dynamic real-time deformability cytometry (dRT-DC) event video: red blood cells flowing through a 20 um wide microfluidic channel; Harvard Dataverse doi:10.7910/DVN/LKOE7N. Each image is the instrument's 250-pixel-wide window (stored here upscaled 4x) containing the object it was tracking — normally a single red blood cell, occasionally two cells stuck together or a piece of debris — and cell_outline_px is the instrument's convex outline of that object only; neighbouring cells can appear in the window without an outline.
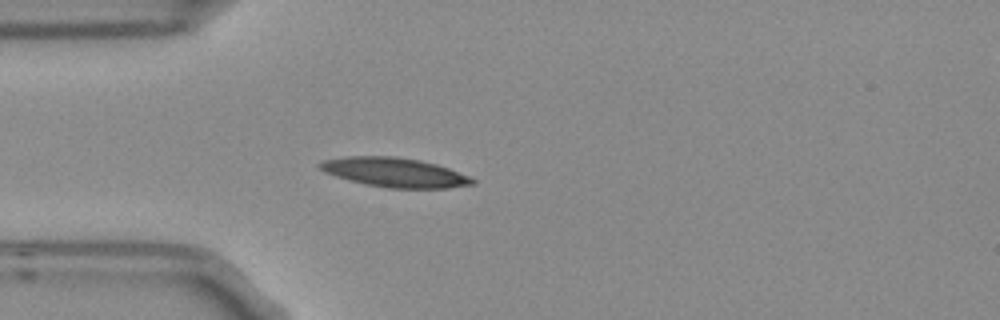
{"species": "Egyptian fruit bat (a non-hibernating species)", "species_latin": "Rousettus aegyptiacus", "temperature_condition": "room temperature", "stored_images_in_passage": 3, "camera_frame_rate_fps": 3000, "um_per_image_px": 0.085, "frame": {"image": 1, "passage_image": 3, "time_ms": 0.667, "image_size_px": [1000, 320], "cell_outline_px": [[476, 184], [448, 188], [388, 188], [364, 184], [348, 180], [324, 172], [316, 164], [324, 160], [348, 156], [396, 156], [420, 160], [436, 164], [448, 168], [468, 176], [476, 180]], "centroid_in_image_um": [33.54, 14.65], "position_along_channel_um": 51.5, "area_um2": 26.13}}